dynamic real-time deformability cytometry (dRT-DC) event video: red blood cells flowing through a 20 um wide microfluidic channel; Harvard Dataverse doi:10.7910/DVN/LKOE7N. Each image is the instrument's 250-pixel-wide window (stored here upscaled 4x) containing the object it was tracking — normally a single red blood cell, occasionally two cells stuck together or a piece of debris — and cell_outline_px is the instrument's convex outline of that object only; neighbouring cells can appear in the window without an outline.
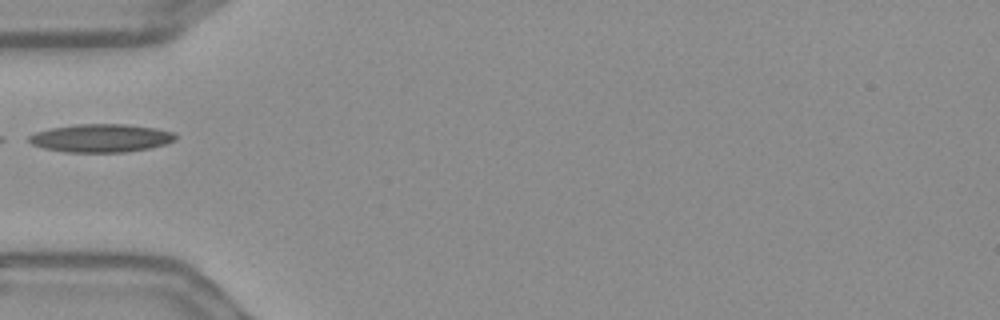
{"species": "Egyptian fruit bat (a non-hibernating species)", "species_latin": "Rousettus aegyptiacus", "temperature_condition": "warm", "stored_images_in_passage": 37, "camera_frame_rate_fps": 3000, "um_per_image_px": 0.085, "frame": {"image": 1, "passage_image": 1, "time_ms": 0.0, "image_size_px": [1000, 320], "cell_outline_px": [[176, 140], [164, 144], [148, 148], [124, 152], [64, 152], [44, 148], [32, 144], [28, 140], [28, 136], [36, 132], [52, 128], [76, 124], [128, 124], [156, 128], [176, 132]], "centroid_in_image_um": [8.6, 11.73], "position_along_channel_um": 76.4, "area_um2": 24.04}}